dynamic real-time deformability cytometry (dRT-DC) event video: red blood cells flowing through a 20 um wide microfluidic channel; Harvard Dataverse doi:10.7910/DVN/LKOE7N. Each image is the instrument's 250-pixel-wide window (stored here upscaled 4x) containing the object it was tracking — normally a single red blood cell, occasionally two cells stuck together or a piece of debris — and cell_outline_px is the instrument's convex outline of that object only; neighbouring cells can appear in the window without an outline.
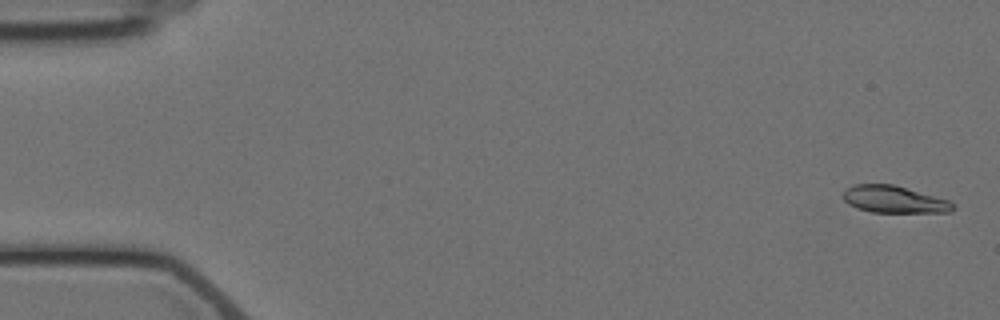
{"species": "Egyptian fruit bat (a non-hibernating species)", "species_latin": "Rousettus aegyptiacus", "temperature_condition": "cold", "stored_images_in_passage": 7, "camera_frame_rate_fps": 3000, "um_per_image_px": 0.085, "animal": {"sex": "female"}, "frame": {"image": 1, "passage_image": 1, "time_ms": 0.0, "image_size_px": [1000, 320], "cell_outline_px": [[956, 208], [952, 212], [872, 212], [856, 208], [848, 204], [840, 196], [844, 188], [852, 184], [892, 184], [948, 200]], "centroid_in_image_um": [75.91, 16.94], "position_along_channel_um": 9.1, "area_um2": 17.4}}
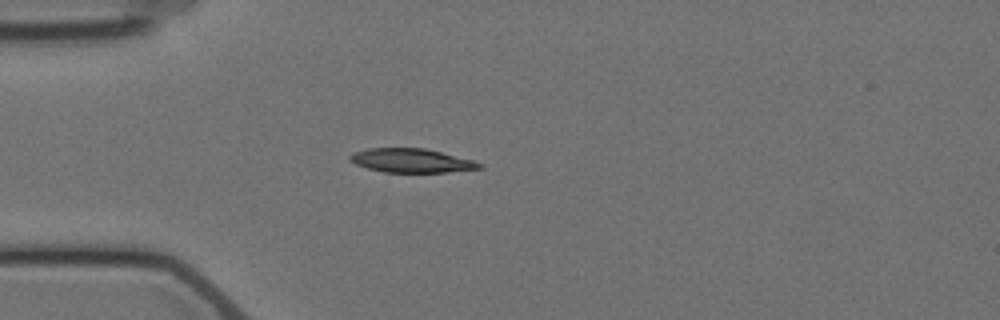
{"frame": {"image": 2, "passage_image": 5, "time_ms": 4.667, "image_size_px": [1000, 320], "cell_outline_px": [[484, 168], [444, 172], [384, 172], [368, 168], [356, 164], [348, 160], [348, 156], [352, 152], [368, 148], [424, 148], [472, 160], [484, 164]], "centroid_in_image_um": [34.93, 13.64], "position_along_channel_um": 50.1, "area_um2": 17.98}}